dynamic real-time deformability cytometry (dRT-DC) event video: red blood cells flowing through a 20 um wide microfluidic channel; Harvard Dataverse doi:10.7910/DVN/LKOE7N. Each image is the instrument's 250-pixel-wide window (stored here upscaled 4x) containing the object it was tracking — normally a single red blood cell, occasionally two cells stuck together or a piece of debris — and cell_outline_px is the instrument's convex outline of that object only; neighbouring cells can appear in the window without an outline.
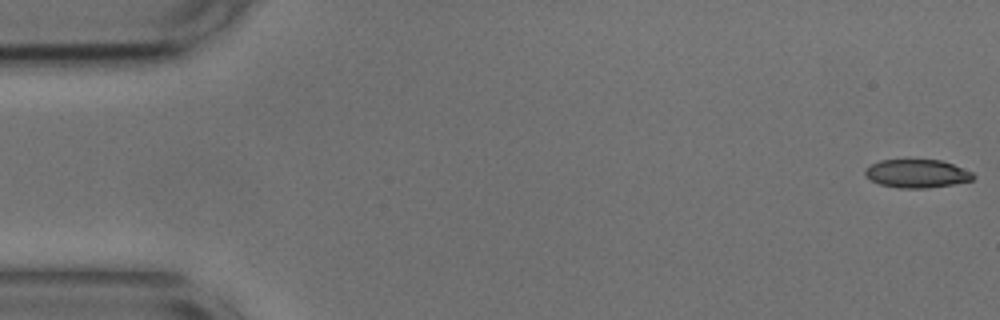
{"species": "common noctule bat (a hibernating species)", "species_latin": "Nyctalus noctula", "temperature_condition": "cold", "stored_images_in_passage": 53, "camera_frame_rate_fps": 3000, "um_per_image_px": 0.085, "animal": {"sex": "male", "body_mass_g": 17.9, "forearm_length_mm": 54.2}, "frame": {"image": 1, "passage_image": 1, "time_ms": 0.0, "image_size_px": [1000, 320], "cell_outline_px": [[976, 176], [972, 180], [952, 184], [928, 188], [896, 188], [880, 184], [864, 176], [864, 168], [880, 160], [940, 160], [952, 164], [972, 172]], "centroid_in_image_um": [77.91, 14.76], "position_along_channel_um": 7.1, "area_um2": 17.8}}
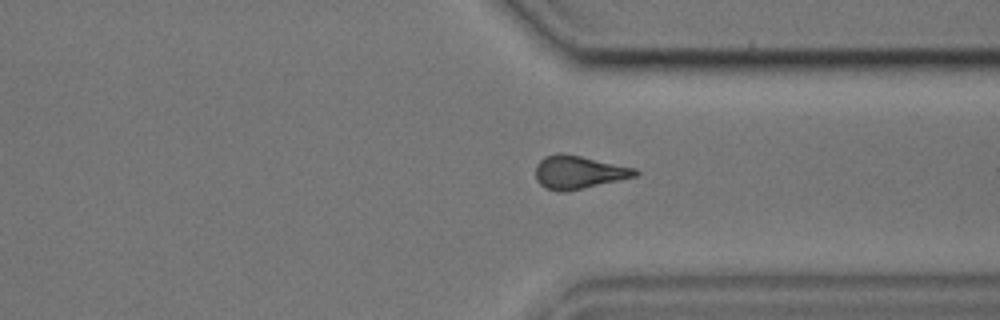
{"frame": {"image": 2, "passage_image": 40, "time_ms": 13.0, "image_size_px": [1000, 320], "cell_outline_px": [[640, 172], [636, 176], [564, 192], [544, 188], [536, 180], [536, 164], [544, 156], [560, 152], [564, 152], [636, 168]], "centroid_in_image_um": [49.15, 14.62], "position_along_channel_um": 362.2, "area_um2": 19.25}}
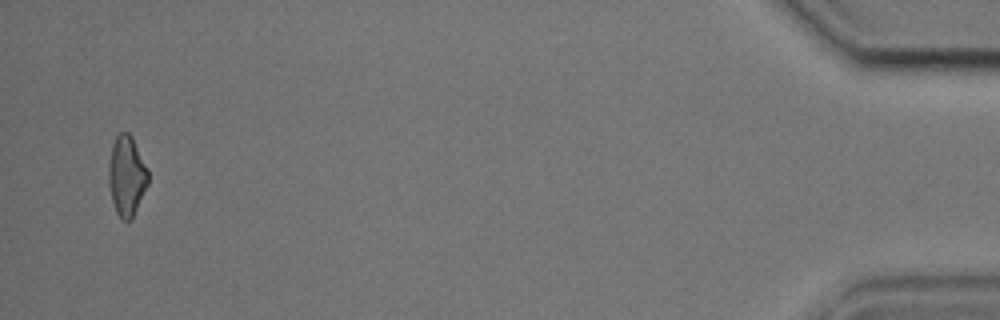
{"frame": {"image": 3, "passage_image": 52, "time_ms": 17.0, "image_size_px": [1000, 320], "cell_outline_px": [[148, 184], [132, 220], [124, 220], [116, 212], [112, 200], [108, 184], [108, 164], [112, 144], [116, 136], [120, 132], [128, 132], [132, 136], [148, 168]], "centroid_in_image_um": [10.77, 14.93], "position_along_channel_um": 424.4, "area_um2": 18.61}, "authors_computed_cell_mechanics": {"area_um2": 19.2474, "velocity_mm_per_s": 3.7225, "shape_relaxation_time_tau1_ms": 5.9725, "shape_relaxation_time_tau2_ms": 2.4729, "deformation_change_tau1": 0.1331, "deformation_change_tau2": 0.1032}}